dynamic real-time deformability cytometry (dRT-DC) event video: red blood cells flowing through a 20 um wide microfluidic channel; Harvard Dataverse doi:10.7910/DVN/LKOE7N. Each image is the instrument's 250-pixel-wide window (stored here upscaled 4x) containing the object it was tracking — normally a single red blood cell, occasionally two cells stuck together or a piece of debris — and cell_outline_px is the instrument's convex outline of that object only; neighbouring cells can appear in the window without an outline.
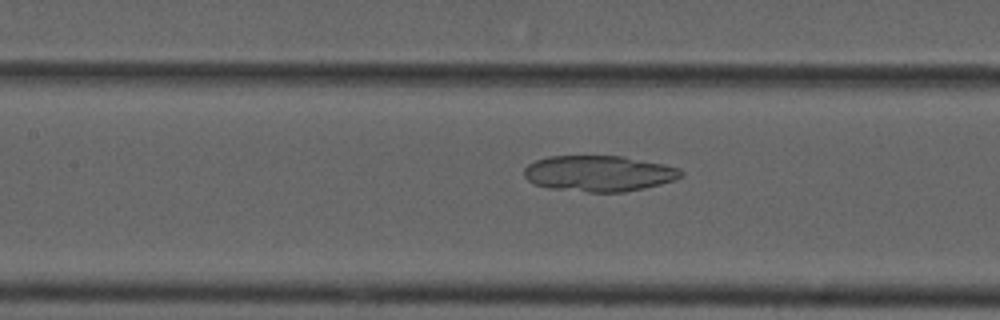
{"species": "common noctule bat (a hibernating species)", "species_latin": "Nyctalus noctula", "temperature_condition": "cold", "stored_images_in_passage": 47, "camera_frame_rate_fps": 3000, "um_per_image_px": 0.085, "animal": {"sex": "male", "forearm_length_mm": 52.5}, "frame": {"image": 1, "passage_image": 17, "time_ms": 5.333, "image_size_px": [1000, 320], "cell_outline_px": [[684, 176], [660, 184], [624, 192], [588, 192], [548, 188], [536, 184], [528, 180], [524, 176], [524, 168], [528, 164], [536, 160], [548, 156], [624, 156], [664, 164], [680, 168], [684, 172]], "centroid_in_image_um": [50.91, 14.74], "position_along_channel_um": 156.5, "area_um2": 32.89}}
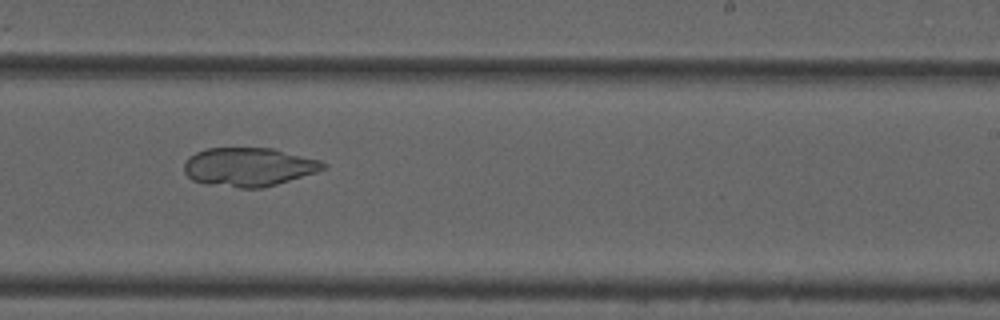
{"frame": {"image": 2, "passage_image": 26, "time_ms": 8.333, "image_size_px": [1000, 320], "cell_outline_px": [[328, 164], [324, 168], [316, 172], [276, 184], [260, 188], [240, 188], [208, 184], [192, 180], [184, 172], [184, 164], [188, 156], [196, 152], [208, 148], [272, 148], [320, 160]], "centroid_in_image_um": [21.12, 14.18], "position_along_channel_um": 267.9, "area_um2": 31.21}}
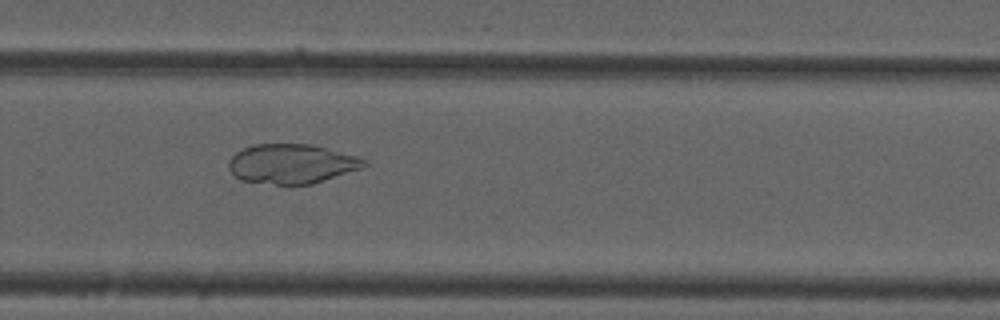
{"frame": {"image": 3, "passage_image": 29, "time_ms": 9.333, "image_size_px": [1000, 320], "cell_outline_px": [[368, 164], [360, 168], [312, 184], [292, 188], [288, 188], [240, 180], [228, 168], [228, 160], [236, 152], [244, 148], [256, 144], [312, 144], [356, 156], [368, 160]], "centroid_in_image_um": [24.76, 13.97], "position_along_channel_um": 305.0, "area_um2": 31.85}}